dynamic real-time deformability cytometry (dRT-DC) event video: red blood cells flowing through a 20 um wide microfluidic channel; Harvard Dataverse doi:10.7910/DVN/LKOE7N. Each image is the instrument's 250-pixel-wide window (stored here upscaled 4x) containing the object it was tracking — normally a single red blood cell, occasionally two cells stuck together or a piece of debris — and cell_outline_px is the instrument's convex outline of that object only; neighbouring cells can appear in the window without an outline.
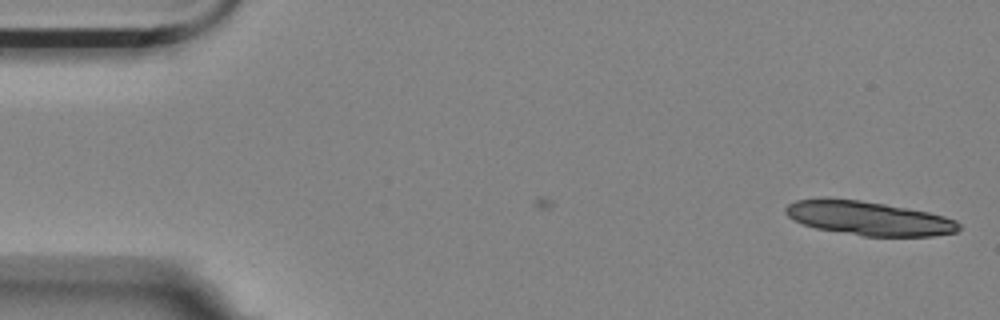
{"species": "Egyptian fruit bat (a non-hibernating species)", "species_latin": "Rousettus aegyptiacus", "temperature_condition": "room temperature", "stored_images_in_passage": 14, "camera_frame_rate_fps": 3000, "um_per_image_px": 0.085, "animal": {"sex": "female"}, "frame": {"image": 1, "passage_image": 1, "time_ms": 0.0, "image_size_px": [1000, 320], "cell_outline_px": [[960, 228], [956, 232], [932, 236], [864, 236], [816, 228], [804, 224], [788, 216], [784, 212], [784, 208], [788, 204], [796, 200], [824, 196], [860, 200], [884, 204], [928, 212], [944, 216], [956, 220], [960, 224]], "centroid_in_image_um": [73.8, 18.53], "position_along_channel_um": 11.2, "area_um2": 34.45}}